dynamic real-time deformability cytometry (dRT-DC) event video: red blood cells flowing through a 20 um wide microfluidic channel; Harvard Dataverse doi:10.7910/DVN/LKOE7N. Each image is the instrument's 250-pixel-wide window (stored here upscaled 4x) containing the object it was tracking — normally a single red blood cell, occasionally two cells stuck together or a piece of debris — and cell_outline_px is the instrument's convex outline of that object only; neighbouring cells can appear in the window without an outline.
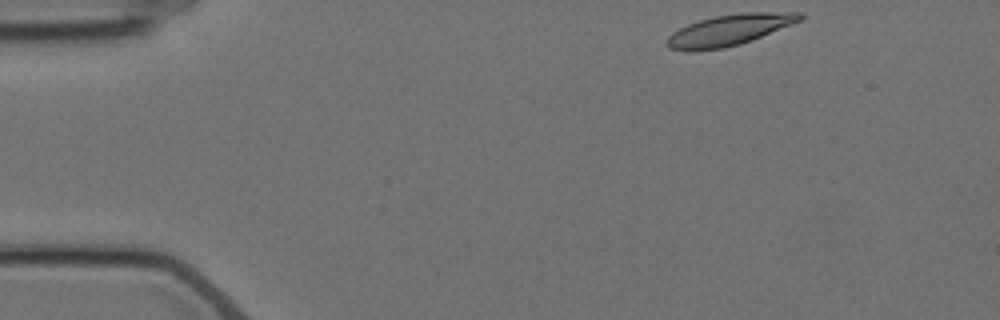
{"species": "Egyptian fruit bat (a non-hibernating species)", "species_latin": "Rousettus aegyptiacus", "temperature_condition": "cold", "stored_images_in_passage": 6, "camera_frame_rate_fps": 3000, "um_per_image_px": 0.085, "animal": {"sex": "female"}, "frame": {"image": 1, "passage_image": 1, "time_ms": 0.0, "image_size_px": [1000, 320], "cell_outline_px": [[804, 20], [752, 40], [740, 44], [724, 48], [688, 52], [668, 48], [668, 36], [672, 32], [688, 24], [700, 20], [716, 16], [740, 12], [804, 12]], "centroid_in_image_um": [62.04, 2.55], "position_along_channel_um": 23.0, "area_um2": 24.28}}
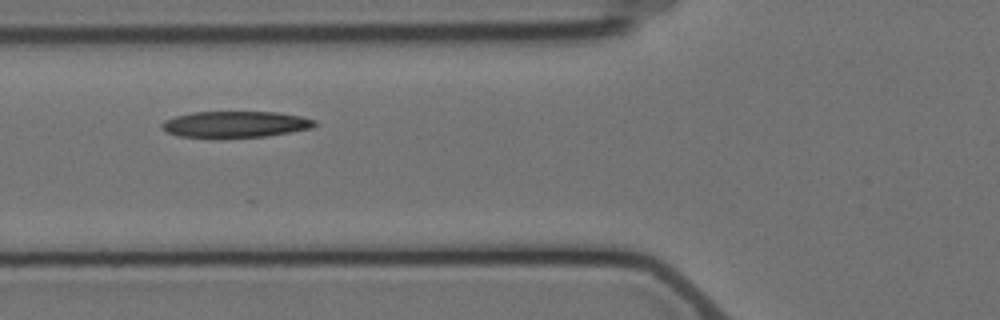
{"frame": {"image": 2, "passage_image": 5, "time_ms": 4.667, "image_size_px": [1000, 320], "cell_outline_px": [[316, 124], [312, 128], [264, 136], [216, 140], [180, 136], [168, 132], [160, 124], [164, 120], [176, 116], [192, 112], [276, 112], [300, 116], [316, 120]], "centroid_in_image_um": [19.96, 10.59], "position_along_channel_um": 105.8, "area_um2": 23.87}}
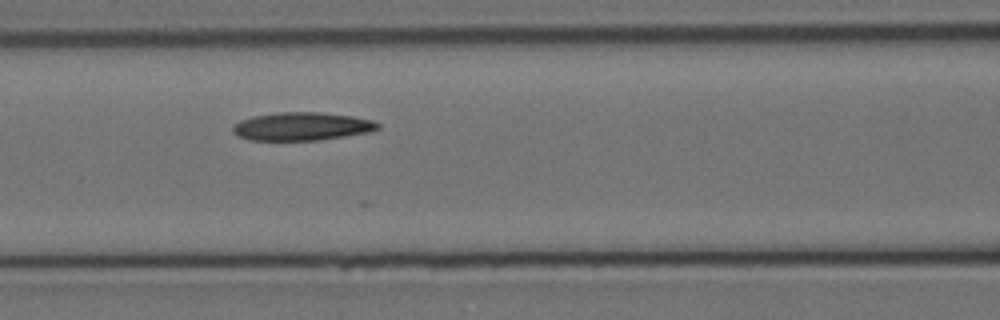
{"frame": {"image": 3, "passage_image": 6, "time_ms": 5.667, "image_size_px": [1000, 320], "cell_outline_px": [[380, 128], [368, 132], [344, 136], [316, 140], [248, 140], [236, 136], [232, 132], [232, 128], [240, 120], [252, 116], [280, 112], [320, 112], [352, 116], [372, 120], [380, 124]], "centroid_in_image_um": [25.62, 10.74], "position_along_channel_um": 141.0, "area_um2": 23.76}}